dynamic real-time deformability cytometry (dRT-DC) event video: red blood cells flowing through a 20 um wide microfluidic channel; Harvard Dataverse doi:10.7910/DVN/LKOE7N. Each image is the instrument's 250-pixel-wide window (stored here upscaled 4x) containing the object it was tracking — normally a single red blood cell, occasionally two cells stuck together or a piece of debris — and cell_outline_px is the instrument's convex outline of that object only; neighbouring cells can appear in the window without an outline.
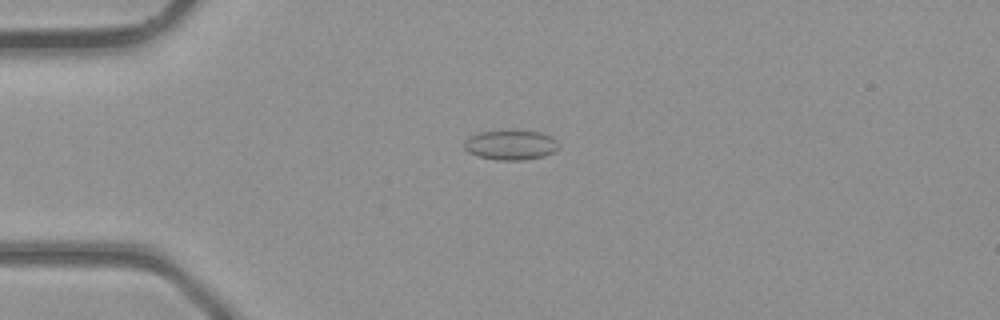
{"species": "common noctule bat (a hibernating species)", "species_latin": "Nyctalus noctula", "temperature_condition": "room temperature", "stored_images_in_passage": 34, "camera_frame_rate_fps": 3000, "um_per_image_px": 0.085, "animal": {"sex": "male", "body_mass_g": 23.1, "forearm_length_mm": 52.7}, "frame": {"image": 1, "passage_image": 4, "time_ms": 1.0, "image_size_px": [1000, 320], "cell_outline_px": [[560, 148], [544, 156], [524, 160], [500, 160], [480, 156], [468, 152], [464, 148], [464, 140], [472, 136], [484, 132], [540, 132], [552, 136], [560, 144]], "centroid_in_image_um": [43.47, 12.35], "position_along_channel_um": 41.5, "area_um2": 15.95}}
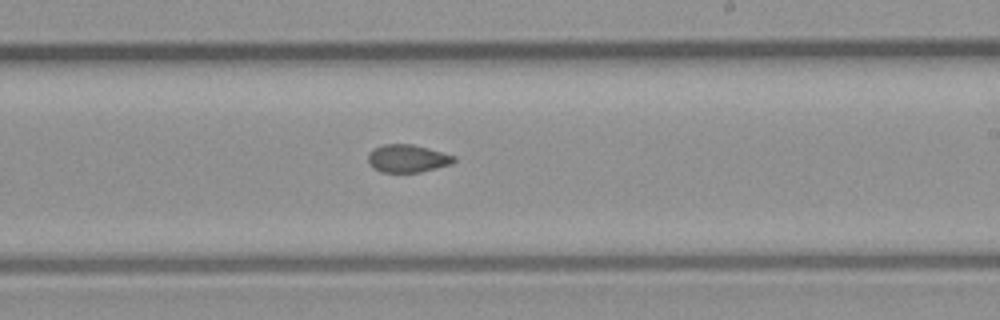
{"frame": {"image": 2, "passage_image": 18, "time_ms": 5.667, "image_size_px": [1000, 320], "cell_outline_px": [[456, 160], [452, 164], [420, 172], [380, 172], [372, 168], [368, 164], [368, 152], [372, 148], [384, 144], [412, 144], [428, 148], [456, 156]], "centroid_in_image_um": [34.6, 13.47], "position_along_channel_um": 254.4, "area_um2": 14.1}}
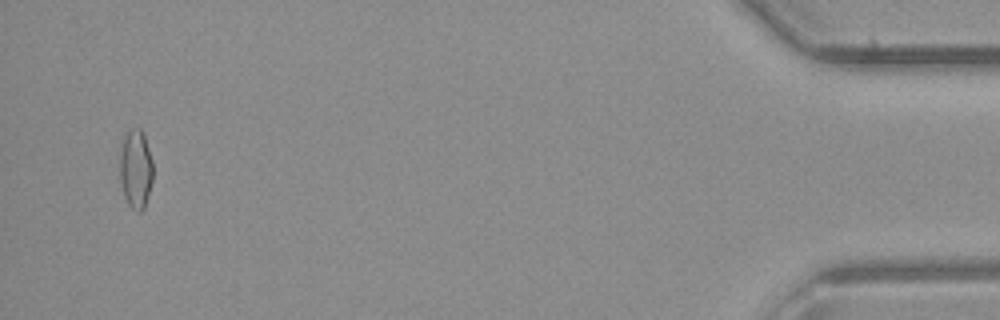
{"frame": {"image": 3, "passage_image": 33, "time_ms": 10.667, "image_size_px": [1000, 320], "cell_outline_px": [[152, 180], [144, 208], [140, 212], [136, 212], [128, 204], [124, 196], [120, 184], [120, 156], [124, 140], [128, 132], [132, 128], [140, 128], [144, 136], [152, 160]], "centroid_in_image_um": [11.53, 14.41], "position_along_channel_um": 423.7, "area_um2": 14.97}}